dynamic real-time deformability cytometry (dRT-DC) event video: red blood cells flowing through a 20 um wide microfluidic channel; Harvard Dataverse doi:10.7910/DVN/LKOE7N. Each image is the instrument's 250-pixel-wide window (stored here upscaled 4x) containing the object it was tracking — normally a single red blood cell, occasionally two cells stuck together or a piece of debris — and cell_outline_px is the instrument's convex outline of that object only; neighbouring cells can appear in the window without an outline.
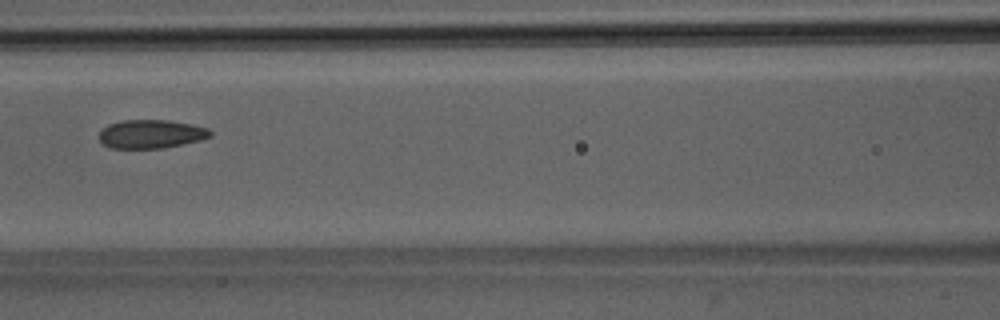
{"species": "Egyptian fruit bat (a non-hibernating species)", "species_latin": "Rousettus aegyptiacus", "temperature_condition": "room temperature", "stored_images_in_passage": 36, "camera_frame_rate_fps": 3000, "um_per_image_px": 0.085, "animal": {"sex": "male"}, "frame": {"image": 1, "passage_image": 8, "time_ms": 2.333, "image_size_px": [1000, 320], "cell_outline_px": [[212, 136], [200, 140], [160, 148], [108, 148], [100, 140], [100, 132], [108, 124], [124, 120], [168, 120], [192, 124], [208, 128], [212, 132]], "centroid_in_image_um": [12.85, 11.38], "position_along_channel_um": 153.8, "area_um2": 18.38}}
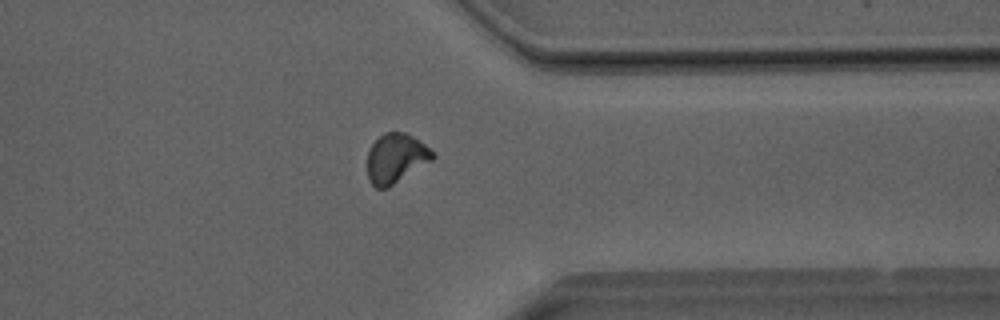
{"frame": {"image": 2, "passage_image": 25, "time_ms": 8.0, "image_size_px": [1000, 320], "cell_outline_px": [[436, 156], [432, 160], [388, 188], [376, 188], [368, 180], [368, 148], [384, 132], [404, 132], [412, 136], [424, 144]], "centroid_in_image_um": [33.63, 13.46], "position_along_channel_um": 377.8, "area_um2": 18.67}}
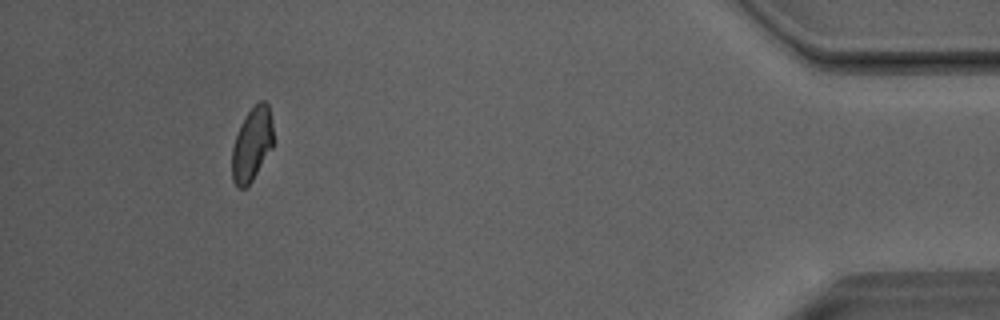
{"frame": {"image": 3, "passage_image": 32, "time_ms": 10.333, "image_size_px": [1000, 320], "cell_outline_px": [[272, 148], [252, 180], [244, 188], [236, 188], [232, 180], [232, 148], [240, 124], [248, 112], [260, 100], [264, 100], [268, 104], [272, 124]], "centroid_in_image_um": [21.4, 12.28], "position_along_channel_um": 413.8, "area_um2": 17.51}, "authors_computed_cell_mechanics": {"area_um2": 18.6694, "velocity_mm_per_s": 4.039, "shape_relaxation_time_tau1_ms": 8.9182, "shape_relaxation_time_tau2_ms": 1.1141, "deformation_change_tau1": 0.1418, "deformation_change_tau2": 0.0459}}